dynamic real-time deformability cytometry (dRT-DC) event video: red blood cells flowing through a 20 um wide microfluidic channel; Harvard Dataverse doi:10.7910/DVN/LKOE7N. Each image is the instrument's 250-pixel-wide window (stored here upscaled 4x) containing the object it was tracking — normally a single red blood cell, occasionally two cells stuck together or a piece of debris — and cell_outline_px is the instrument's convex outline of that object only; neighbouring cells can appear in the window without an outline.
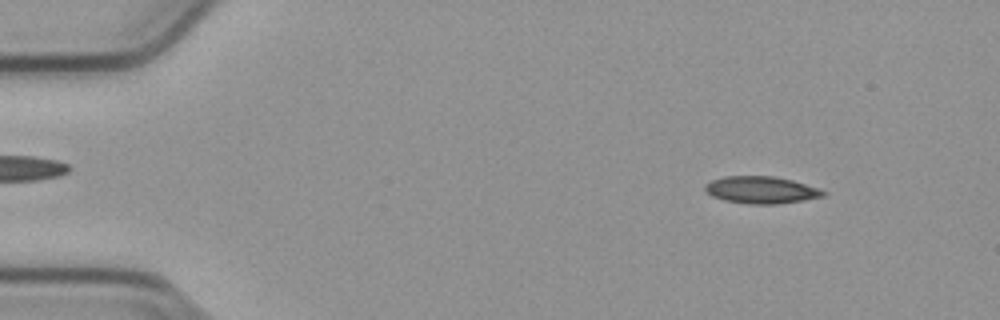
{"species": "common noctule bat (a hibernating species)", "species_latin": "Nyctalus noctula", "temperature_condition": "cold", "stored_images_in_passage": 53, "camera_frame_rate_fps": 3000, "um_per_image_px": 0.085, "animal": {"sex": "male", "body_mass_g": 23.1, "forearm_length_mm": 52.7}, "frame": {"image": 1, "passage_image": 6, "time_ms": 1.667, "image_size_px": [1000, 320], "cell_outline_px": [[828, 192], [824, 196], [804, 200], [780, 204], [748, 204], [724, 200], [712, 196], [704, 188], [704, 184], [712, 180], [724, 176], [776, 176], [792, 180], [820, 188]], "centroid_in_image_um": [64.73, 16.14], "position_along_channel_um": 20.3, "area_um2": 18.84}}
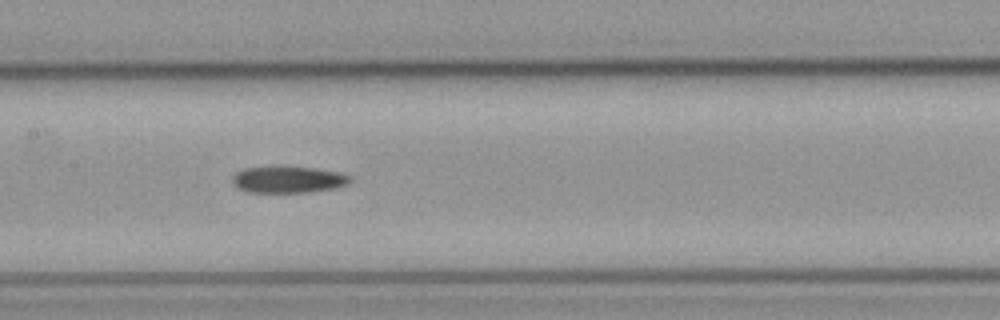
{"frame": {"image": 2, "passage_image": 26, "time_ms": 8.333, "image_size_px": [1000, 320], "cell_outline_px": [[352, 180], [348, 184], [336, 188], [312, 192], [248, 192], [232, 184], [232, 176], [236, 172], [244, 168], [316, 168], [340, 172], [352, 176]], "centroid_in_image_um": [24.55, 15.28], "position_along_channel_um": 182.8, "area_um2": 18.03}}
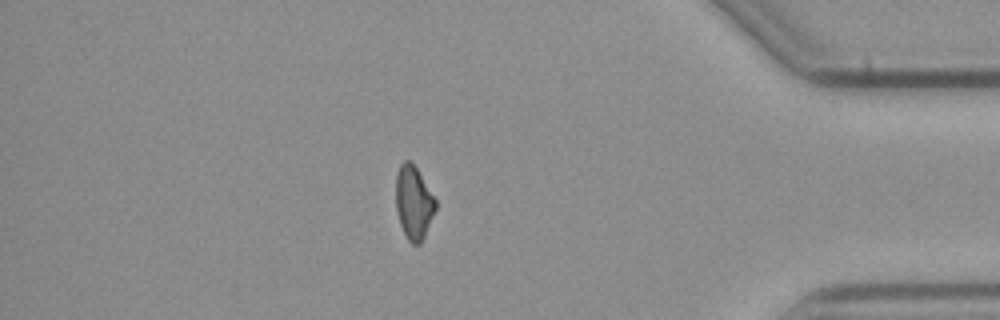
{"frame": {"image": 3, "passage_image": 46, "time_ms": 15.0, "image_size_px": [1000, 320], "cell_outline_px": [[436, 208], [424, 236], [420, 244], [412, 244], [408, 240], [400, 224], [396, 208], [396, 172], [400, 164], [404, 160], [408, 160], [416, 168], [436, 200]], "centroid_in_image_um": [35.14, 17.21], "position_along_channel_um": 400.1, "area_um2": 16.7}}